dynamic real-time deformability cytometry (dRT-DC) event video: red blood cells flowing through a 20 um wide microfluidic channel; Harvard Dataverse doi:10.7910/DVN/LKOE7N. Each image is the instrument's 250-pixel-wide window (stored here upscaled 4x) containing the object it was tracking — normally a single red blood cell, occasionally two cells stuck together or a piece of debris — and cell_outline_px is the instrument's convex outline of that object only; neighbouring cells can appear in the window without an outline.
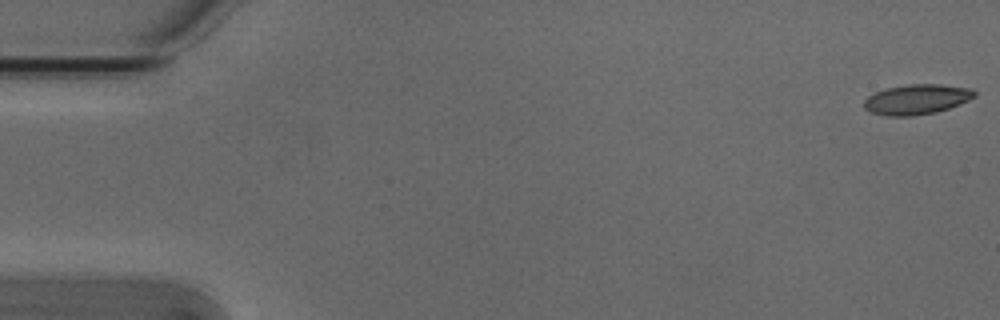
{"species": "Egyptian fruit bat (a non-hibernating species)", "species_latin": "Rousettus aegyptiacus", "temperature_condition": "cold", "stored_images_in_passage": 9, "camera_frame_rate_fps": 3000, "um_per_image_px": 0.085, "animal": {"sex": "male"}, "frame": {"image": 1, "passage_image": 1, "time_ms": 0.0, "image_size_px": [1000, 320], "cell_outline_px": [[976, 96], [960, 104], [936, 112], [912, 116], [888, 116], [872, 112], [864, 108], [864, 100], [868, 96], [876, 92], [888, 88], [908, 84], [940, 84], [972, 88], [976, 92]], "centroid_in_image_um": [77.95, 8.44], "position_along_channel_um": 7.1, "area_um2": 19.31}}